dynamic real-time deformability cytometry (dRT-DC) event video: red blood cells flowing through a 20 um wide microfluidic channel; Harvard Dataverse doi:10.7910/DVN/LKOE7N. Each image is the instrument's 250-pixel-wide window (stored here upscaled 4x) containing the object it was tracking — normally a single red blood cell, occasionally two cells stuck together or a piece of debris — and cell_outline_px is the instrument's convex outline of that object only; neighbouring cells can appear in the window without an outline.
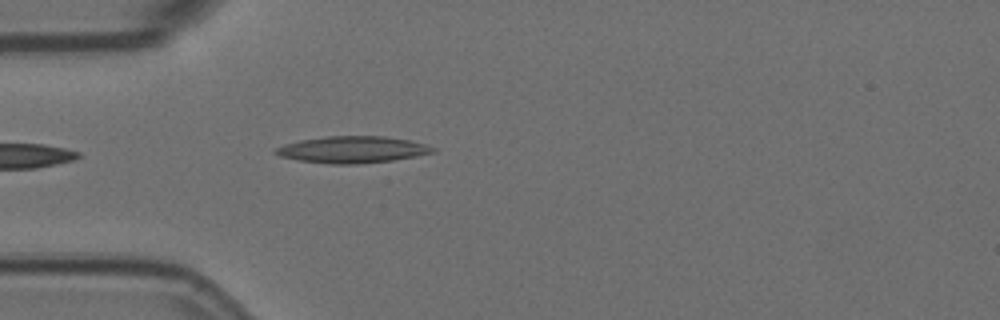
{"species": "Egyptian fruit bat (a non-hibernating species)", "species_latin": "Rousettus aegyptiacus", "temperature_condition": "room temperature", "stored_images_in_passage": 1, "camera_frame_rate_fps": 3000, "um_per_image_px": 0.085, "animal": {"sex": "female"}, "frame": {"image": 1, "passage_image": 1, "time_ms": 0.0, "image_size_px": [1000, 320], "cell_outline_px": [[436, 152], [416, 156], [392, 160], [356, 164], [328, 164], [300, 160], [280, 156], [272, 152], [276, 148], [284, 144], [300, 140], [328, 136], [384, 136], [408, 140], [424, 144], [436, 148]], "centroid_in_image_um": [29.95, 12.71], "position_along_channel_um": 55.1, "area_um2": 24.33}}